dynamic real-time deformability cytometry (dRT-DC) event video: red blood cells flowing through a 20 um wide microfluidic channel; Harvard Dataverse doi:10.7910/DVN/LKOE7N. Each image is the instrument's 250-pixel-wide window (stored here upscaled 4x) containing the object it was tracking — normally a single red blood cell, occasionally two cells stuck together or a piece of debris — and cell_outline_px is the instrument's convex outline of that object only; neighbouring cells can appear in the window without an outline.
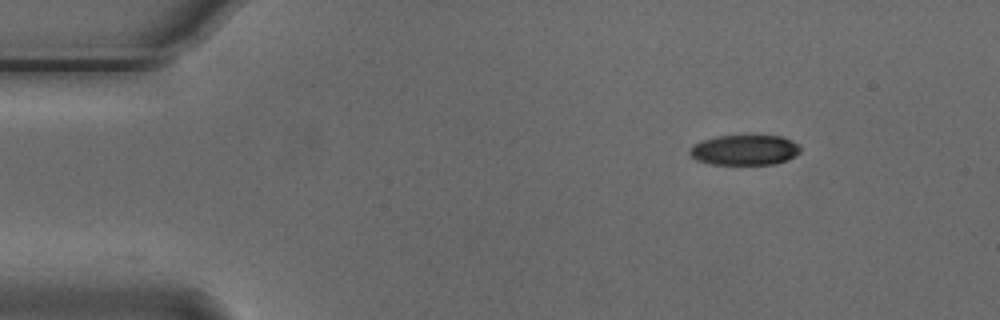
{"species": "Egyptian fruit bat (a non-hibernating species)", "species_latin": "Rousettus aegyptiacus", "temperature_condition": "cold", "stored_images_in_passage": 36, "camera_frame_rate_fps": 3000, "um_per_image_px": 0.085, "animal": {"sex": "male"}, "frame": {"image": 1, "passage_image": 1, "time_ms": 0.0, "image_size_px": [1000, 320], "cell_outline_px": [[800, 152], [788, 160], [776, 164], [712, 164], [696, 160], [688, 152], [688, 148], [692, 144], [700, 140], [716, 136], [784, 136], [800, 144]], "centroid_in_image_um": [63.28, 12.74], "position_along_channel_um": 21.7, "area_um2": 19.77}}
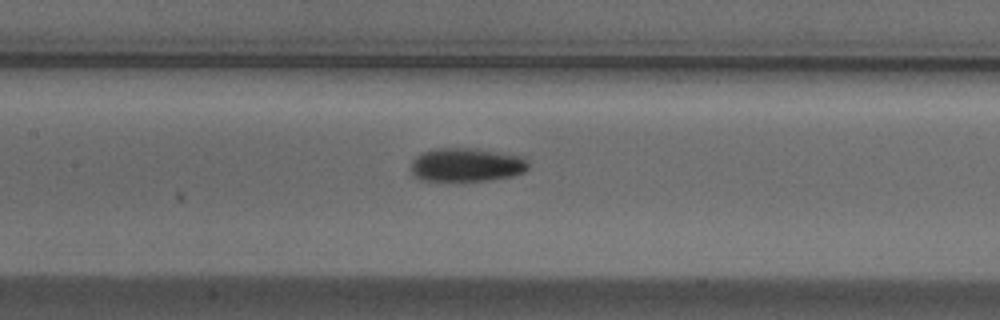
{"frame": {"image": 2, "passage_image": 19, "time_ms": 6.0, "image_size_px": [1000, 320], "cell_outline_px": [[528, 168], [524, 172], [512, 176], [488, 180], [420, 180], [412, 172], [412, 160], [420, 152], [432, 148], [472, 148], [524, 156], [528, 160]], "centroid_in_image_um": [39.66, 13.99], "position_along_channel_um": 167.7, "area_um2": 23.0}}
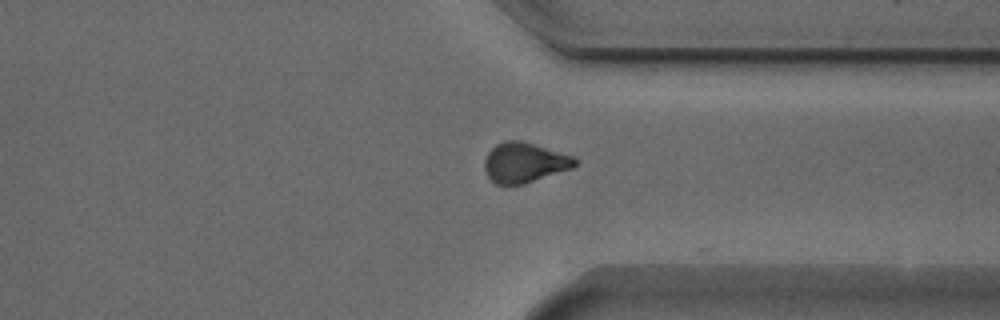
{"frame": {"image": 3, "passage_image": 35, "time_ms": 11.333, "image_size_px": [1000, 320], "cell_outline_px": [[580, 160], [572, 168], [524, 184], [496, 184], [488, 176], [484, 168], [484, 160], [488, 152], [496, 144], [504, 140], [520, 140], [572, 156]], "centroid_in_image_um": [44.56, 13.81], "position_along_channel_um": 366.8, "area_um2": 20.92}}